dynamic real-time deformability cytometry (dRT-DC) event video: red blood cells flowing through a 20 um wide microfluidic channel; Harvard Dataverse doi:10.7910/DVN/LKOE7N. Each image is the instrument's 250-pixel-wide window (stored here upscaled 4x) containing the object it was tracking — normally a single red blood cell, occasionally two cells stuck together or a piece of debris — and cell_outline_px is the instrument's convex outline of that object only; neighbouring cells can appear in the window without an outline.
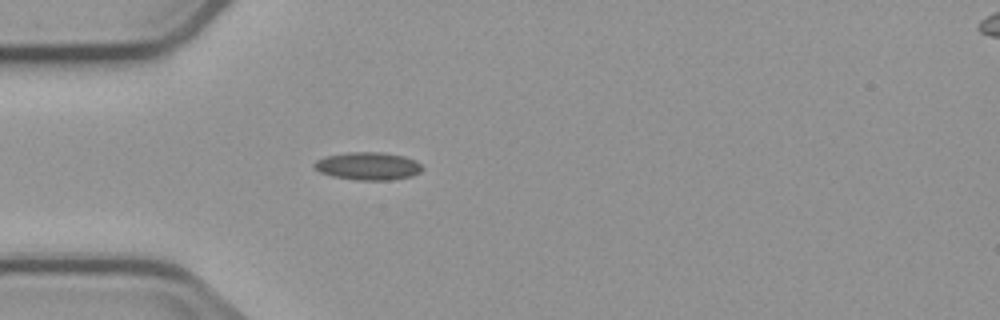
{"species": "common noctule bat (a hibernating species)", "species_latin": "Nyctalus noctula", "temperature_condition": "cold", "stored_images_in_passage": 3, "camera_frame_rate_fps": 3000, "um_per_image_px": 0.085, "animal": {"sex": "male", "body_mass_g": 23.1, "forearm_length_mm": 52.7}, "frame": {"image": 1, "passage_image": 3, "time_ms": 2.333, "image_size_px": [1000, 320], "cell_outline_px": [[420, 172], [412, 176], [388, 180], [356, 180], [332, 176], [320, 172], [312, 168], [312, 164], [316, 160], [324, 156], [348, 152], [380, 152], [404, 156], [420, 164]], "centroid_in_image_um": [31.19, 14.11], "position_along_channel_um": 53.8, "area_um2": 17.46}}